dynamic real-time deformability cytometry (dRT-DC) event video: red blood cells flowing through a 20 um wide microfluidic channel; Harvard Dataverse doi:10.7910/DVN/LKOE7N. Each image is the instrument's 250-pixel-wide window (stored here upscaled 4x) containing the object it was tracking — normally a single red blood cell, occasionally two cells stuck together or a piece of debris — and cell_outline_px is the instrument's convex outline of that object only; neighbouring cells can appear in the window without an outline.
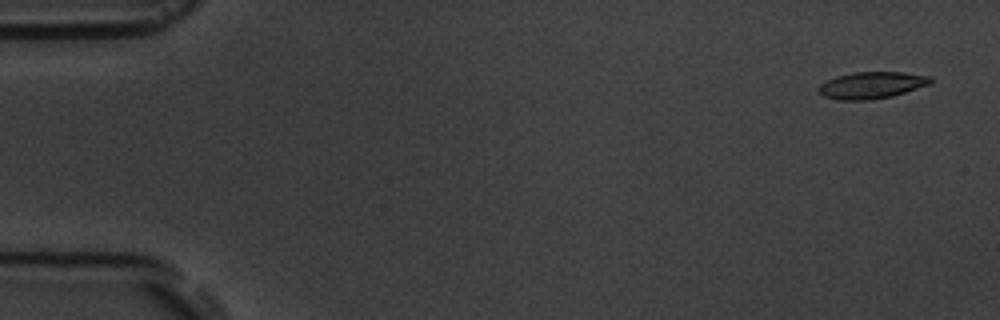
{"species": "common noctule bat (a hibernating species)", "species_latin": "Nyctalus noctula", "temperature_condition": "room temperature", "stored_images_in_passage": 5, "camera_frame_rate_fps": 3000, "um_per_image_px": 0.085, "animal": {"sex": "male", "body_mass_g": 19.5, "forearm_length_mm": 54.6}, "frame": {"image": 1, "passage_image": 1, "time_ms": 0.0, "image_size_px": [1000, 320], "cell_outline_px": [[932, 80], [928, 84], [892, 96], [872, 100], [840, 100], [824, 96], [816, 88], [820, 84], [836, 76], [856, 72], [904, 72], [932, 76]], "centroid_in_image_um": [74.07, 7.24], "position_along_channel_um": 10.9, "area_um2": 17.34}}
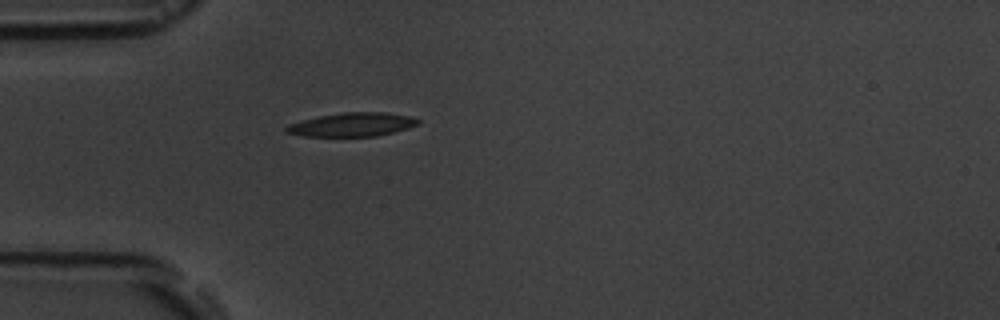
{"frame": {"image": 2, "passage_image": 5, "time_ms": 4.667, "image_size_px": [1000, 320], "cell_outline_px": [[420, 124], [408, 128], [376, 136], [304, 136], [284, 132], [284, 128], [288, 124], [320, 116], [344, 112], [384, 112], [408, 116], [420, 120]], "centroid_in_image_um": [29.93, 10.59], "position_along_channel_um": 55.1, "area_um2": 18.03}}